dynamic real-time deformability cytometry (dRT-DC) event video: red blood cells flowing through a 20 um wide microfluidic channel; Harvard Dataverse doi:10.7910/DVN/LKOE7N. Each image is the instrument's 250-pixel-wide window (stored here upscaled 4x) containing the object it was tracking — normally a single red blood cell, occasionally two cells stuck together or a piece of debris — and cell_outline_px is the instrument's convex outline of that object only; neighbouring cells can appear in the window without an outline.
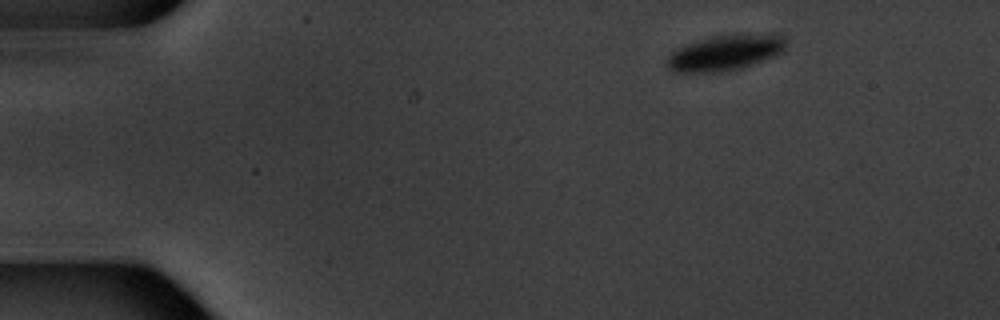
{"species": "common noctule bat (a hibernating species)", "species_latin": "Nyctalus noctula", "temperature_condition": "warm", "stored_images_in_passage": 3, "camera_frame_rate_fps": 3000, "um_per_image_px": 0.085, "animal": {"sex": "male", "body_mass_g": 20.1, "forearm_length_mm": 53.5}, "frame": {"image": 1, "passage_image": 1, "time_ms": 0.0, "image_size_px": [1000, 320], "cell_outline_px": [[784, 52], [740, 68], [712, 72], [672, 72], [668, 68], [668, 56], [676, 48], [712, 36], [732, 32], [784, 32]], "centroid_in_image_um": [61.72, 4.41], "position_along_channel_um": 23.3, "area_um2": 25.2}}
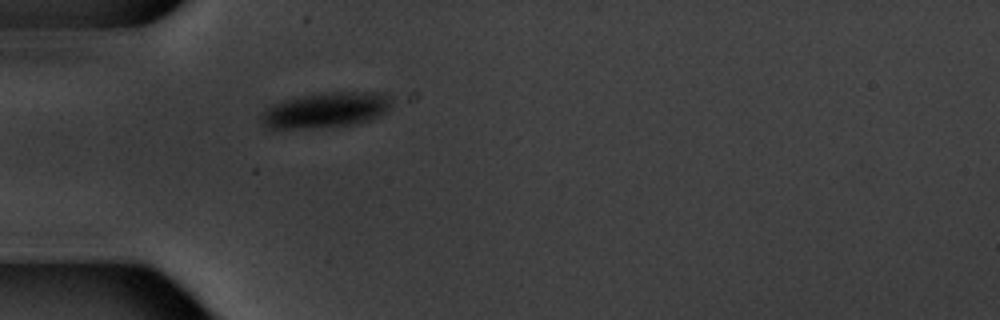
{"frame": {"image": 2, "passage_image": 3, "time_ms": 3.333, "image_size_px": [1000, 320], "cell_outline_px": [[392, 104], [384, 112], [372, 120], [352, 124], [308, 128], [268, 128], [260, 120], [260, 116], [272, 104], [284, 100], [324, 92], [388, 92], [392, 96]], "centroid_in_image_um": [27.76, 9.33], "position_along_channel_um": 57.2, "area_um2": 26.76}}